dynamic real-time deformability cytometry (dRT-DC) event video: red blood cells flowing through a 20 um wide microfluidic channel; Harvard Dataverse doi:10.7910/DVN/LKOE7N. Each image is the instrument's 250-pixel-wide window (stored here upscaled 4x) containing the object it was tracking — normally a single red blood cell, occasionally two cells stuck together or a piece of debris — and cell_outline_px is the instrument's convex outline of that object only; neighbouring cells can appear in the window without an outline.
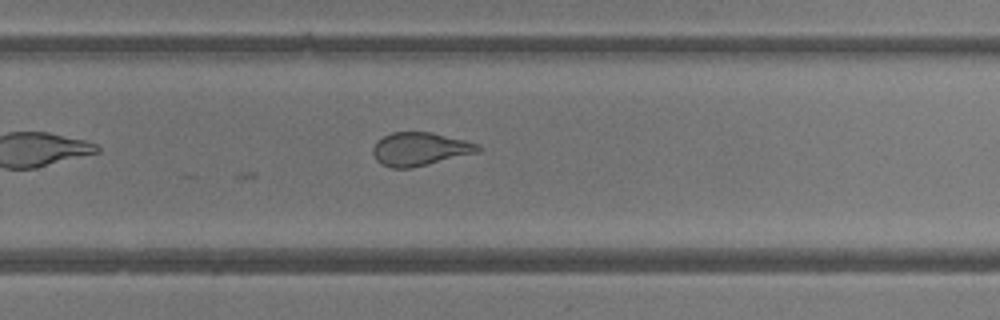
{"species": "common noctule bat (a hibernating species)", "species_latin": "Nyctalus noctula", "temperature_condition": "room temperature", "stored_images_in_passage": 18, "camera_frame_rate_fps": 3000, "um_per_image_px": 0.085, "animal": {"sex": "female"}, "frame": {"image": 1, "passage_image": 18, "time_ms": 5.667, "image_size_px": [1000, 320], "cell_outline_px": [[480, 148], [476, 152], [412, 168], [392, 168], [380, 164], [376, 160], [372, 152], [372, 148], [376, 140], [392, 132], [432, 132], [480, 144]], "centroid_in_image_um": [35.62, 12.66], "position_along_channel_um": 294.2, "area_um2": 20.29}}